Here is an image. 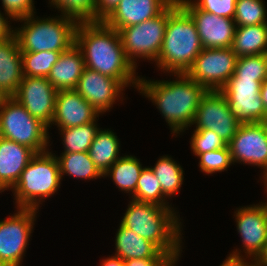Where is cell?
Segmentation results:
<instances>
[{
  "label": "cell",
  "instance_id": "cell-40",
  "mask_svg": "<svg viewBox=\"0 0 267 266\" xmlns=\"http://www.w3.org/2000/svg\"><path fill=\"white\" fill-rule=\"evenodd\" d=\"M121 0H96L97 19L104 21L118 6Z\"/></svg>",
  "mask_w": 267,
  "mask_h": 266
},
{
  "label": "cell",
  "instance_id": "cell-12",
  "mask_svg": "<svg viewBox=\"0 0 267 266\" xmlns=\"http://www.w3.org/2000/svg\"><path fill=\"white\" fill-rule=\"evenodd\" d=\"M232 162L261 167L267 172V121L242 123L227 143Z\"/></svg>",
  "mask_w": 267,
  "mask_h": 266
},
{
  "label": "cell",
  "instance_id": "cell-43",
  "mask_svg": "<svg viewBox=\"0 0 267 266\" xmlns=\"http://www.w3.org/2000/svg\"><path fill=\"white\" fill-rule=\"evenodd\" d=\"M101 266H124V260L119 258L118 256H109L102 260Z\"/></svg>",
  "mask_w": 267,
  "mask_h": 266
},
{
  "label": "cell",
  "instance_id": "cell-19",
  "mask_svg": "<svg viewBox=\"0 0 267 266\" xmlns=\"http://www.w3.org/2000/svg\"><path fill=\"white\" fill-rule=\"evenodd\" d=\"M174 0H121L115 10L103 21L119 31L140 24L161 14Z\"/></svg>",
  "mask_w": 267,
  "mask_h": 266
},
{
  "label": "cell",
  "instance_id": "cell-34",
  "mask_svg": "<svg viewBox=\"0 0 267 266\" xmlns=\"http://www.w3.org/2000/svg\"><path fill=\"white\" fill-rule=\"evenodd\" d=\"M231 77H248L254 78L255 81L267 80V54L238 57Z\"/></svg>",
  "mask_w": 267,
  "mask_h": 266
},
{
  "label": "cell",
  "instance_id": "cell-45",
  "mask_svg": "<svg viewBox=\"0 0 267 266\" xmlns=\"http://www.w3.org/2000/svg\"><path fill=\"white\" fill-rule=\"evenodd\" d=\"M260 96L263 101L265 111L267 113V80L261 84Z\"/></svg>",
  "mask_w": 267,
  "mask_h": 266
},
{
  "label": "cell",
  "instance_id": "cell-13",
  "mask_svg": "<svg viewBox=\"0 0 267 266\" xmlns=\"http://www.w3.org/2000/svg\"><path fill=\"white\" fill-rule=\"evenodd\" d=\"M242 123L230 111L220 91H207L200 100L192 125L196 129H210L228 143Z\"/></svg>",
  "mask_w": 267,
  "mask_h": 266
},
{
  "label": "cell",
  "instance_id": "cell-37",
  "mask_svg": "<svg viewBox=\"0 0 267 266\" xmlns=\"http://www.w3.org/2000/svg\"><path fill=\"white\" fill-rule=\"evenodd\" d=\"M196 8L214 15L233 19L237 0H189Z\"/></svg>",
  "mask_w": 267,
  "mask_h": 266
},
{
  "label": "cell",
  "instance_id": "cell-10",
  "mask_svg": "<svg viewBox=\"0 0 267 266\" xmlns=\"http://www.w3.org/2000/svg\"><path fill=\"white\" fill-rule=\"evenodd\" d=\"M263 82L248 77H231L219 90L225 96L230 111L241 123L267 121V113L260 96Z\"/></svg>",
  "mask_w": 267,
  "mask_h": 266
},
{
  "label": "cell",
  "instance_id": "cell-47",
  "mask_svg": "<svg viewBox=\"0 0 267 266\" xmlns=\"http://www.w3.org/2000/svg\"><path fill=\"white\" fill-rule=\"evenodd\" d=\"M264 181V186H265V190H266V192H267V172L264 174V175H262V177H261Z\"/></svg>",
  "mask_w": 267,
  "mask_h": 266
},
{
  "label": "cell",
  "instance_id": "cell-24",
  "mask_svg": "<svg viewBox=\"0 0 267 266\" xmlns=\"http://www.w3.org/2000/svg\"><path fill=\"white\" fill-rule=\"evenodd\" d=\"M120 141L115 132L100 128L88 153L98 170L104 174L121 156Z\"/></svg>",
  "mask_w": 267,
  "mask_h": 266
},
{
  "label": "cell",
  "instance_id": "cell-8",
  "mask_svg": "<svg viewBox=\"0 0 267 266\" xmlns=\"http://www.w3.org/2000/svg\"><path fill=\"white\" fill-rule=\"evenodd\" d=\"M168 20V7L155 18L120 29L119 35L128 60L137 66V59L156 62L163 45Z\"/></svg>",
  "mask_w": 267,
  "mask_h": 266
},
{
  "label": "cell",
  "instance_id": "cell-1",
  "mask_svg": "<svg viewBox=\"0 0 267 266\" xmlns=\"http://www.w3.org/2000/svg\"><path fill=\"white\" fill-rule=\"evenodd\" d=\"M75 44L84 57L85 67L117 79L125 88H138L140 76L128 60L119 32L103 21L78 23Z\"/></svg>",
  "mask_w": 267,
  "mask_h": 266
},
{
  "label": "cell",
  "instance_id": "cell-25",
  "mask_svg": "<svg viewBox=\"0 0 267 266\" xmlns=\"http://www.w3.org/2000/svg\"><path fill=\"white\" fill-rule=\"evenodd\" d=\"M231 49L238 57L267 54V23L236 27Z\"/></svg>",
  "mask_w": 267,
  "mask_h": 266
},
{
  "label": "cell",
  "instance_id": "cell-21",
  "mask_svg": "<svg viewBox=\"0 0 267 266\" xmlns=\"http://www.w3.org/2000/svg\"><path fill=\"white\" fill-rule=\"evenodd\" d=\"M84 68L83 53L74 44L68 50L61 52L47 78L57 91L76 89Z\"/></svg>",
  "mask_w": 267,
  "mask_h": 266
},
{
  "label": "cell",
  "instance_id": "cell-3",
  "mask_svg": "<svg viewBox=\"0 0 267 266\" xmlns=\"http://www.w3.org/2000/svg\"><path fill=\"white\" fill-rule=\"evenodd\" d=\"M121 225L154 243L176 263L182 252V222L172 206L130 201Z\"/></svg>",
  "mask_w": 267,
  "mask_h": 266
},
{
  "label": "cell",
  "instance_id": "cell-11",
  "mask_svg": "<svg viewBox=\"0 0 267 266\" xmlns=\"http://www.w3.org/2000/svg\"><path fill=\"white\" fill-rule=\"evenodd\" d=\"M238 56L230 48H203L186 74L208 91H219L234 74Z\"/></svg>",
  "mask_w": 267,
  "mask_h": 266
},
{
  "label": "cell",
  "instance_id": "cell-6",
  "mask_svg": "<svg viewBox=\"0 0 267 266\" xmlns=\"http://www.w3.org/2000/svg\"><path fill=\"white\" fill-rule=\"evenodd\" d=\"M56 154L36 153L12 188L16 208L39 209L60 188L61 174Z\"/></svg>",
  "mask_w": 267,
  "mask_h": 266
},
{
  "label": "cell",
  "instance_id": "cell-33",
  "mask_svg": "<svg viewBox=\"0 0 267 266\" xmlns=\"http://www.w3.org/2000/svg\"><path fill=\"white\" fill-rule=\"evenodd\" d=\"M263 0H237L235 16L237 27L267 23V10Z\"/></svg>",
  "mask_w": 267,
  "mask_h": 266
},
{
  "label": "cell",
  "instance_id": "cell-28",
  "mask_svg": "<svg viewBox=\"0 0 267 266\" xmlns=\"http://www.w3.org/2000/svg\"><path fill=\"white\" fill-rule=\"evenodd\" d=\"M150 168L159 180L166 199H171L179 192L184 180V170L171 156H161L155 166Z\"/></svg>",
  "mask_w": 267,
  "mask_h": 266
},
{
  "label": "cell",
  "instance_id": "cell-32",
  "mask_svg": "<svg viewBox=\"0 0 267 266\" xmlns=\"http://www.w3.org/2000/svg\"><path fill=\"white\" fill-rule=\"evenodd\" d=\"M60 55L56 51L21 52L23 75L47 78Z\"/></svg>",
  "mask_w": 267,
  "mask_h": 266
},
{
  "label": "cell",
  "instance_id": "cell-2",
  "mask_svg": "<svg viewBox=\"0 0 267 266\" xmlns=\"http://www.w3.org/2000/svg\"><path fill=\"white\" fill-rule=\"evenodd\" d=\"M171 75L176 80L151 81L140 77L137 90L156 105L172 136L177 137L192 126L200 100L208 90L186 73Z\"/></svg>",
  "mask_w": 267,
  "mask_h": 266
},
{
  "label": "cell",
  "instance_id": "cell-17",
  "mask_svg": "<svg viewBox=\"0 0 267 266\" xmlns=\"http://www.w3.org/2000/svg\"><path fill=\"white\" fill-rule=\"evenodd\" d=\"M124 88L117 79L85 67L75 90L99 114H104L119 100H124Z\"/></svg>",
  "mask_w": 267,
  "mask_h": 266
},
{
  "label": "cell",
  "instance_id": "cell-30",
  "mask_svg": "<svg viewBox=\"0 0 267 266\" xmlns=\"http://www.w3.org/2000/svg\"><path fill=\"white\" fill-rule=\"evenodd\" d=\"M131 200L153 203L159 206H171L165 199L160 182L149 166L144 167L137 181L135 193L130 196Z\"/></svg>",
  "mask_w": 267,
  "mask_h": 266
},
{
  "label": "cell",
  "instance_id": "cell-26",
  "mask_svg": "<svg viewBox=\"0 0 267 266\" xmlns=\"http://www.w3.org/2000/svg\"><path fill=\"white\" fill-rule=\"evenodd\" d=\"M140 159L132 155L121 156L104 174L103 178L111 177L117 188L133 195L137 181L143 170Z\"/></svg>",
  "mask_w": 267,
  "mask_h": 266
},
{
  "label": "cell",
  "instance_id": "cell-42",
  "mask_svg": "<svg viewBox=\"0 0 267 266\" xmlns=\"http://www.w3.org/2000/svg\"><path fill=\"white\" fill-rule=\"evenodd\" d=\"M12 19L11 17H4V14L1 13L0 11V42L4 41L6 39H9L14 36V29L10 25V20Z\"/></svg>",
  "mask_w": 267,
  "mask_h": 266
},
{
  "label": "cell",
  "instance_id": "cell-9",
  "mask_svg": "<svg viewBox=\"0 0 267 266\" xmlns=\"http://www.w3.org/2000/svg\"><path fill=\"white\" fill-rule=\"evenodd\" d=\"M37 211L17 208L16 213L0 220V266H22Z\"/></svg>",
  "mask_w": 267,
  "mask_h": 266
},
{
  "label": "cell",
  "instance_id": "cell-38",
  "mask_svg": "<svg viewBox=\"0 0 267 266\" xmlns=\"http://www.w3.org/2000/svg\"><path fill=\"white\" fill-rule=\"evenodd\" d=\"M5 15L16 21L36 12L34 7V0H1Z\"/></svg>",
  "mask_w": 267,
  "mask_h": 266
},
{
  "label": "cell",
  "instance_id": "cell-31",
  "mask_svg": "<svg viewBox=\"0 0 267 266\" xmlns=\"http://www.w3.org/2000/svg\"><path fill=\"white\" fill-rule=\"evenodd\" d=\"M50 6L57 8L63 16L77 23L100 22L97 19L96 0H49Z\"/></svg>",
  "mask_w": 267,
  "mask_h": 266
},
{
  "label": "cell",
  "instance_id": "cell-5",
  "mask_svg": "<svg viewBox=\"0 0 267 266\" xmlns=\"http://www.w3.org/2000/svg\"><path fill=\"white\" fill-rule=\"evenodd\" d=\"M35 14L16 20L24 24L14 28L21 52L56 51L64 52L75 44L78 23L60 16L38 18Z\"/></svg>",
  "mask_w": 267,
  "mask_h": 266
},
{
  "label": "cell",
  "instance_id": "cell-14",
  "mask_svg": "<svg viewBox=\"0 0 267 266\" xmlns=\"http://www.w3.org/2000/svg\"><path fill=\"white\" fill-rule=\"evenodd\" d=\"M57 90L45 77L24 76L12 96L36 119L51 128Z\"/></svg>",
  "mask_w": 267,
  "mask_h": 266
},
{
  "label": "cell",
  "instance_id": "cell-7",
  "mask_svg": "<svg viewBox=\"0 0 267 266\" xmlns=\"http://www.w3.org/2000/svg\"><path fill=\"white\" fill-rule=\"evenodd\" d=\"M0 137L25 145L36 153L49 150L48 127L12 96L0 104Z\"/></svg>",
  "mask_w": 267,
  "mask_h": 266
},
{
  "label": "cell",
  "instance_id": "cell-36",
  "mask_svg": "<svg viewBox=\"0 0 267 266\" xmlns=\"http://www.w3.org/2000/svg\"><path fill=\"white\" fill-rule=\"evenodd\" d=\"M190 146L194 155L210 152L227 146V143L218 134L210 129L194 130Z\"/></svg>",
  "mask_w": 267,
  "mask_h": 266
},
{
  "label": "cell",
  "instance_id": "cell-15",
  "mask_svg": "<svg viewBox=\"0 0 267 266\" xmlns=\"http://www.w3.org/2000/svg\"><path fill=\"white\" fill-rule=\"evenodd\" d=\"M234 216L242 239L244 256L248 260H255L267 241V201L239 207Z\"/></svg>",
  "mask_w": 267,
  "mask_h": 266
},
{
  "label": "cell",
  "instance_id": "cell-23",
  "mask_svg": "<svg viewBox=\"0 0 267 266\" xmlns=\"http://www.w3.org/2000/svg\"><path fill=\"white\" fill-rule=\"evenodd\" d=\"M115 256L122 260L144 258H171L154 243L119 224L115 238Z\"/></svg>",
  "mask_w": 267,
  "mask_h": 266
},
{
  "label": "cell",
  "instance_id": "cell-4",
  "mask_svg": "<svg viewBox=\"0 0 267 266\" xmlns=\"http://www.w3.org/2000/svg\"><path fill=\"white\" fill-rule=\"evenodd\" d=\"M202 49L194 20L174 0L168 6V20L156 66L164 73H186Z\"/></svg>",
  "mask_w": 267,
  "mask_h": 266
},
{
  "label": "cell",
  "instance_id": "cell-16",
  "mask_svg": "<svg viewBox=\"0 0 267 266\" xmlns=\"http://www.w3.org/2000/svg\"><path fill=\"white\" fill-rule=\"evenodd\" d=\"M194 20L203 48H230L236 31L233 19L196 8L189 0H177Z\"/></svg>",
  "mask_w": 267,
  "mask_h": 266
},
{
  "label": "cell",
  "instance_id": "cell-35",
  "mask_svg": "<svg viewBox=\"0 0 267 266\" xmlns=\"http://www.w3.org/2000/svg\"><path fill=\"white\" fill-rule=\"evenodd\" d=\"M197 157L199 158L200 171L208 175L227 171V168L233 164L228 145L224 148L204 152Z\"/></svg>",
  "mask_w": 267,
  "mask_h": 266
},
{
  "label": "cell",
  "instance_id": "cell-22",
  "mask_svg": "<svg viewBox=\"0 0 267 266\" xmlns=\"http://www.w3.org/2000/svg\"><path fill=\"white\" fill-rule=\"evenodd\" d=\"M23 77L21 51L14 35L0 42V88L8 97L13 96Z\"/></svg>",
  "mask_w": 267,
  "mask_h": 266
},
{
  "label": "cell",
  "instance_id": "cell-46",
  "mask_svg": "<svg viewBox=\"0 0 267 266\" xmlns=\"http://www.w3.org/2000/svg\"><path fill=\"white\" fill-rule=\"evenodd\" d=\"M8 96L4 93V91L0 88V104L7 98Z\"/></svg>",
  "mask_w": 267,
  "mask_h": 266
},
{
  "label": "cell",
  "instance_id": "cell-41",
  "mask_svg": "<svg viewBox=\"0 0 267 266\" xmlns=\"http://www.w3.org/2000/svg\"><path fill=\"white\" fill-rule=\"evenodd\" d=\"M241 252V249L238 248L231 252L220 266H255L254 260L251 259L249 262Z\"/></svg>",
  "mask_w": 267,
  "mask_h": 266
},
{
  "label": "cell",
  "instance_id": "cell-39",
  "mask_svg": "<svg viewBox=\"0 0 267 266\" xmlns=\"http://www.w3.org/2000/svg\"><path fill=\"white\" fill-rule=\"evenodd\" d=\"M172 258H144L124 260V266H175Z\"/></svg>",
  "mask_w": 267,
  "mask_h": 266
},
{
  "label": "cell",
  "instance_id": "cell-20",
  "mask_svg": "<svg viewBox=\"0 0 267 266\" xmlns=\"http://www.w3.org/2000/svg\"><path fill=\"white\" fill-rule=\"evenodd\" d=\"M36 155L31 148L0 137V190L14 187L21 173Z\"/></svg>",
  "mask_w": 267,
  "mask_h": 266
},
{
  "label": "cell",
  "instance_id": "cell-27",
  "mask_svg": "<svg viewBox=\"0 0 267 266\" xmlns=\"http://www.w3.org/2000/svg\"><path fill=\"white\" fill-rule=\"evenodd\" d=\"M56 158L59 163L61 179L66 174L82 180L103 178V174L95 166L88 152L61 153Z\"/></svg>",
  "mask_w": 267,
  "mask_h": 266
},
{
  "label": "cell",
  "instance_id": "cell-29",
  "mask_svg": "<svg viewBox=\"0 0 267 266\" xmlns=\"http://www.w3.org/2000/svg\"><path fill=\"white\" fill-rule=\"evenodd\" d=\"M97 121L98 119L80 126L58 129L61 132L64 145L62 153L88 152L97 131L100 129Z\"/></svg>",
  "mask_w": 267,
  "mask_h": 266
},
{
  "label": "cell",
  "instance_id": "cell-18",
  "mask_svg": "<svg viewBox=\"0 0 267 266\" xmlns=\"http://www.w3.org/2000/svg\"><path fill=\"white\" fill-rule=\"evenodd\" d=\"M99 113L75 90L57 91L51 122L58 129L76 127L99 119Z\"/></svg>",
  "mask_w": 267,
  "mask_h": 266
},
{
  "label": "cell",
  "instance_id": "cell-44",
  "mask_svg": "<svg viewBox=\"0 0 267 266\" xmlns=\"http://www.w3.org/2000/svg\"><path fill=\"white\" fill-rule=\"evenodd\" d=\"M254 262L255 266H267V241L262 252L258 255Z\"/></svg>",
  "mask_w": 267,
  "mask_h": 266
}]
</instances>
